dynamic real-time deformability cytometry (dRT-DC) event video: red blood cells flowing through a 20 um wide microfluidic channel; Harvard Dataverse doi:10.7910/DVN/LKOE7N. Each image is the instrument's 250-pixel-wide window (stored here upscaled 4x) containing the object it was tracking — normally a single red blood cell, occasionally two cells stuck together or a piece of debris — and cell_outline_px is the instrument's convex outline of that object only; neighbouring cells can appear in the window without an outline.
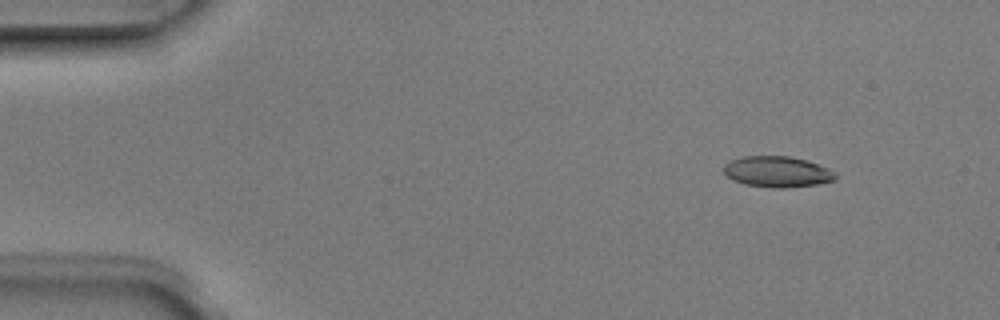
{"species": "Egyptian fruit bat (a non-hibernating species)", "species_latin": "Rousettus aegyptiacus", "temperature_condition": "room temperature", "stored_images_in_passage": 5, "camera_frame_rate_fps": 3000, "um_per_image_px": 0.085, "animal": {"sex": "male"}, "frame": {"image": 1, "passage_image": 1, "time_ms": 0.0, "image_size_px": [1000, 320], "cell_outline_px": [[836, 176], [832, 180], [820, 184], [784, 188], [776, 188], [744, 184], [732, 180], [724, 172], [724, 164], [732, 160], [744, 156], [788, 156], [808, 160], [828, 168], [836, 172]], "centroid_in_image_um": [66.08, 14.6], "position_along_channel_um": 18.9, "area_um2": 20.11}}
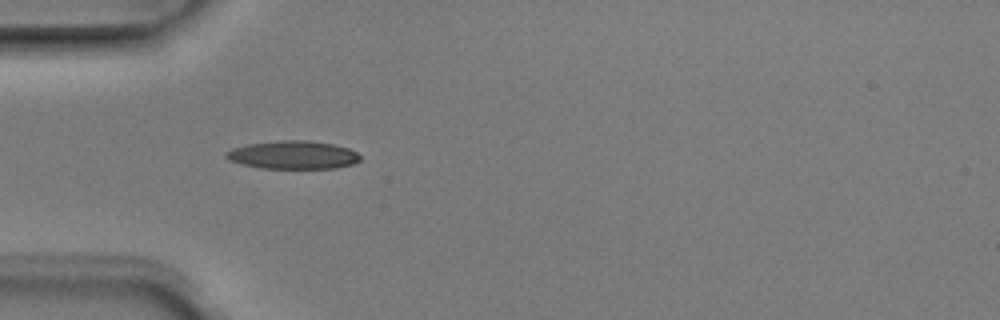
{"frame": {"image": 2, "passage_image": 4, "time_ms": 1.0, "image_size_px": [1000, 320], "cell_outline_px": [[360, 160], [352, 164], [336, 168], [260, 168], [244, 164], [232, 160], [224, 156], [224, 152], [232, 148], [248, 144], [280, 140], [304, 140], [332, 144], [348, 148], [356, 152], [360, 156]], "centroid_in_image_um": [24.91, 13.16], "position_along_channel_um": 60.1, "area_um2": 21.79}}
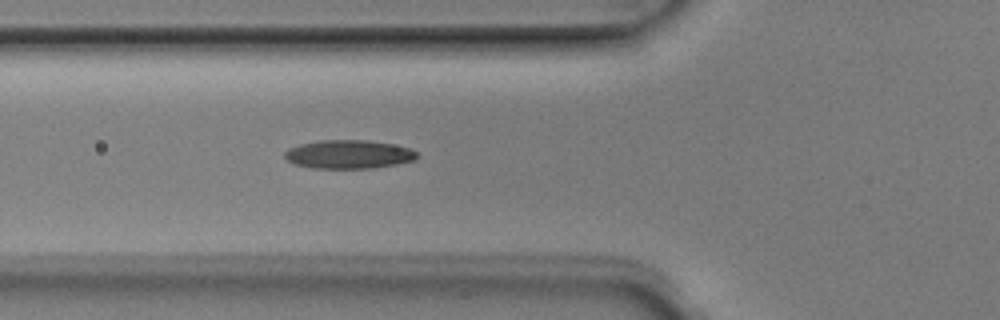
{"frame": {"image": 3, "passage_image": 5, "time_ms": 1.333, "image_size_px": [1000, 320], "cell_outline_px": [[416, 160], [396, 164], [372, 168], [312, 168], [296, 164], [288, 160], [284, 156], [284, 152], [288, 148], [300, 144], [320, 140], [368, 140], [392, 144], [408, 148], [416, 152]], "centroid_in_image_um": [29.61, 13.11], "position_along_channel_um": 96.2, "area_um2": 21.91}}